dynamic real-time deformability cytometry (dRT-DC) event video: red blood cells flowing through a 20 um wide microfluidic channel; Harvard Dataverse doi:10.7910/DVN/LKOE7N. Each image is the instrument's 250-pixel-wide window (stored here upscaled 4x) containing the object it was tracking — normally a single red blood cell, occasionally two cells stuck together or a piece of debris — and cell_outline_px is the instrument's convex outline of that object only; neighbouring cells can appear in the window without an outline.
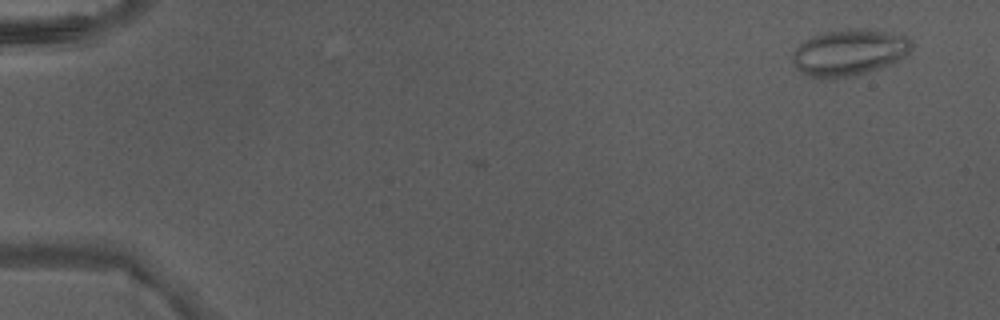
{"species": "Egyptian fruit bat (a non-hibernating species)", "species_latin": "Rousettus aegyptiacus", "temperature_condition": "warm", "stored_images_in_passage": 2, "camera_frame_rate_fps": 3000, "um_per_image_px": 0.085, "animal": {"sex": "male"}, "frame": {"image": 1, "passage_image": 2, "time_ms": 0.333, "image_size_px": [1000, 320], "cell_outline_px": [[912, 48], [904, 56], [880, 68], [856, 76], [832, 80], [812, 76], [800, 72], [796, 68], [792, 60], [792, 52], [804, 40], [812, 36], [824, 32], [848, 28], [872, 28], [908, 36], [912, 40]], "centroid_in_image_um": [72.18, 4.45], "position_along_channel_um": 12.8, "area_um2": 32.71}}